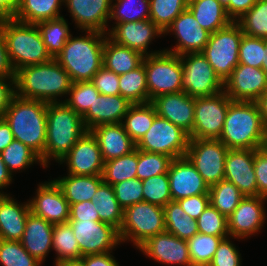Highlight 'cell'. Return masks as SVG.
Listing matches in <instances>:
<instances>
[{
  "mask_svg": "<svg viewBox=\"0 0 267 266\" xmlns=\"http://www.w3.org/2000/svg\"><path fill=\"white\" fill-rule=\"evenodd\" d=\"M256 2L257 0H230V4L226 8V12L232 21L236 22L248 10H250Z\"/></svg>",
  "mask_w": 267,
  "mask_h": 266,
  "instance_id": "obj_60",
  "label": "cell"
},
{
  "mask_svg": "<svg viewBox=\"0 0 267 266\" xmlns=\"http://www.w3.org/2000/svg\"><path fill=\"white\" fill-rule=\"evenodd\" d=\"M53 179L61 189L69 205L92 201L97 188L103 183L102 175H71Z\"/></svg>",
  "mask_w": 267,
  "mask_h": 266,
  "instance_id": "obj_30",
  "label": "cell"
},
{
  "mask_svg": "<svg viewBox=\"0 0 267 266\" xmlns=\"http://www.w3.org/2000/svg\"><path fill=\"white\" fill-rule=\"evenodd\" d=\"M266 130L255 102L232 101L219 140L228 149L256 150L264 146Z\"/></svg>",
  "mask_w": 267,
  "mask_h": 266,
  "instance_id": "obj_3",
  "label": "cell"
},
{
  "mask_svg": "<svg viewBox=\"0 0 267 266\" xmlns=\"http://www.w3.org/2000/svg\"><path fill=\"white\" fill-rule=\"evenodd\" d=\"M14 140L10 125L4 118L0 119V153Z\"/></svg>",
  "mask_w": 267,
  "mask_h": 266,
  "instance_id": "obj_64",
  "label": "cell"
},
{
  "mask_svg": "<svg viewBox=\"0 0 267 266\" xmlns=\"http://www.w3.org/2000/svg\"><path fill=\"white\" fill-rule=\"evenodd\" d=\"M189 140V134L182 128L157 115L149 130L136 143V148L145 152L165 154L174 159L186 155Z\"/></svg>",
  "mask_w": 267,
  "mask_h": 266,
  "instance_id": "obj_10",
  "label": "cell"
},
{
  "mask_svg": "<svg viewBox=\"0 0 267 266\" xmlns=\"http://www.w3.org/2000/svg\"><path fill=\"white\" fill-rule=\"evenodd\" d=\"M254 171L258 196L267 198V148L264 146L254 150Z\"/></svg>",
  "mask_w": 267,
  "mask_h": 266,
  "instance_id": "obj_56",
  "label": "cell"
},
{
  "mask_svg": "<svg viewBox=\"0 0 267 266\" xmlns=\"http://www.w3.org/2000/svg\"><path fill=\"white\" fill-rule=\"evenodd\" d=\"M113 1H116L115 3ZM150 18L149 0H112L109 19L117 23L148 20Z\"/></svg>",
  "mask_w": 267,
  "mask_h": 266,
  "instance_id": "obj_43",
  "label": "cell"
},
{
  "mask_svg": "<svg viewBox=\"0 0 267 266\" xmlns=\"http://www.w3.org/2000/svg\"><path fill=\"white\" fill-rule=\"evenodd\" d=\"M15 95V77H0V119L4 117Z\"/></svg>",
  "mask_w": 267,
  "mask_h": 266,
  "instance_id": "obj_59",
  "label": "cell"
},
{
  "mask_svg": "<svg viewBox=\"0 0 267 266\" xmlns=\"http://www.w3.org/2000/svg\"><path fill=\"white\" fill-rule=\"evenodd\" d=\"M57 266H85L81 260L64 261Z\"/></svg>",
  "mask_w": 267,
  "mask_h": 266,
  "instance_id": "obj_67",
  "label": "cell"
},
{
  "mask_svg": "<svg viewBox=\"0 0 267 266\" xmlns=\"http://www.w3.org/2000/svg\"><path fill=\"white\" fill-rule=\"evenodd\" d=\"M46 111V102L15 95L3 117L10 125L14 139L30 147L40 157L46 145Z\"/></svg>",
  "mask_w": 267,
  "mask_h": 266,
  "instance_id": "obj_4",
  "label": "cell"
},
{
  "mask_svg": "<svg viewBox=\"0 0 267 266\" xmlns=\"http://www.w3.org/2000/svg\"><path fill=\"white\" fill-rule=\"evenodd\" d=\"M63 3L64 0H20L13 19L28 24L57 19L62 17L59 12Z\"/></svg>",
  "mask_w": 267,
  "mask_h": 266,
  "instance_id": "obj_33",
  "label": "cell"
},
{
  "mask_svg": "<svg viewBox=\"0 0 267 266\" xmlns=\"http://www.w3.org/2000/svg\"><path fill=\"white\" fill-rule=\"evenodd\" d=\"M53 227V224L32 212L27 217L25 231L20 243L31 256L41 263H44L46 256L53 249Z\"/></svg>",
  "mask_w": 267,
  "mask_h": 266,
  "instance_id": "obj_28",
  "label": "cell"
},
{
  "mask_svg": "<svg viewBox=\"0 0 267 266\" xmlns=\"http://www.w3.org/2000/svg\"><path fill=\"white\" fill-rule=\"evenodd\" d=\"M14 174H11L7 167L6 164L4 163L2 156L0 154V190L3 191L4 187H8L12 183L13 176ZM0 191V192H1Z\"/></svg>",
  "mask_w": 267,
  "mask_h": 266,
  "instance_id": "obj_65",
  "label": "cell"
},
{
  "mask_svg": "<svg viewBox=\"0 0 267 266\" xmlns=\"http://www.w3.org/2000/svg\"><path fill=\"white\" fill-rule=\"evenodd\" d=\"M173 158L161 154L138 150V164L136 175L141 181L168 173Z\"/></svg>",
  "mask_w": 267,
  "mask_h": 266,
  "instance_id": "obj_48",
  "label": "cell"
},
{
  "mask_svg": "<svg viewBox=\"0 0 267 266\" xmlns=\"http://www.w3.org/2000/svg\"><path fill=\"white\" fill-rule=\"evenodd\" d=\"M198 232L217 237H229L228 220L211 204L196 220Z\"/></svg>",
  "mask_w": 267,
  "mask_h": 266,
  "instance_id": "obj_51",
  "label": "cell"
},
{
  "mask_svg": "<svg viewBox=\"0 0 267 266\" xmlns=\"http://www.w3.org/2000/svg\"><path fill=\"white\" fill-rule=\"evenodd\" d=\"M100 221L95 204L92 201H83L70 205L68 221Z\"/></svg>",
  "mask_w": 267,
  "mask_h": 266,
  "instance_id": "obj_58",
  "label": "cell"
},
{
  "mask_svg": "<svg viewBox=\"0 0 267 266\" xmlns=\"http://www.w3.org/2000/svg\"><path fill=\"white\" fill-rule=\"evenodd\" d=\"M236 22L241 26L243 34L267 39V0H257Z\"/></svg>",
  "mask_w": 267,
  "mask_h": 266,
  "instance_id": "obj_45",
  "label": "cell"
},
{
  "mask_svg": "<svg viewBox=\"0 0 267 266\" xmlns=\"http://www.w3.org/2000/svg\"><path fill=\"white\" fill-rule=\"evenodd\" d=\"M138 149L131 153L104 162L103 182L113 186L127 179L136 178Z\"/></svg>",
  "mask_w": 267,
  "mask_h": 266,
  "instance_id": "obj_40",
  "label": "cell"
},
{
  "mask_svg": "<svg viewBox=\"0 0 267 266\" xmlns=\"http://www.w3.org/2000/svg\"><path fill=\"white\" fill-rule=\"evenodd\" d=\"M36 193L28 200L33 214L53 225L68 222L70 205L54 180L39 184Z\"/></svg>",
  "mask_w": 267,
  "mask_h": 266,
  "instance_id": "obj_21",
  "label": "cell"
},
{
  "mask_svg": "<svg viewBox=\"0 0 267 266\" xmlns=\"http://www.w3.org/2000/svg\"><path fill=\"white\" fill-rule=\"evenodd\" d=\"M72 84L71 77L55 58L20 68L15 74L17 96L46 103L64 102L58 98L68 96Z\"/></svg>",
  "mask_w": 267,
  "mask_h": 266,
  "instance_id": "obj_1",
  "label": "cell"
},
{
  "mask_svg": "<svg viewBox=\"0 0 267 266\" xmlns=\"http://www.w3.org/2000/svg\"><path fill=\"white\" fill-rule=\"evenodd\" d=\"M261 196H245L227 218L228 232L232 239H244L260 232L266 220L264 201Z\"/></svg>",
  "mask_w": 267,
  "mask_h": 266,
  "instance_id": "obj_15",
  "label": "cell"
},
{
  "mask_svg": "<svg viewBox=\"0 0 267 266\" xmlns=\"http://www.w3.org/2000/svg\"><path fill=\"white\" fill-rule=\"evenodd\" d=\"M224 179L236 185L243 195L258 196L254 150L229 149L225 157Z\"/></svg>",
  "mask_w": 267,
  "mask_h": 266,
  "instance_id": "obj_23",
  "label": "cell"
},
{
  "mask_svg": "<svg viewBox=\"0 0 267 266\" xmlns=\"http://www.w3.org/2000/svg\"><path fill=\"white\" fill-rule=\"evenodd\" d=\"M120 95L132 104L149 102L145 66L119 75Z\"/></svg>",
  "mask_w": 267,
  "mask_h": 266,
  "instance_id": "obj_39",
  "label": "cell"
},
{
  "mask_svg": "<svg viewBox=\"0 0 267 266\" xmlns=\"http://www.w3.org/2000/svg\"><path fill=\"white\" fill-rule=\"evenodd\" d=\"M171 32L175 35L177 44L172 49L164 50L179 56L202 52L211 34L200 27V24L188 9L181 12L173 20L172 24L165 30L164 35Z\"/></svg>",
  "mask_w": 267,
  "mask_h": 266,
  "instance_id": "obj_19",
  "label": "cell"
},
{
  "mask_svg": "<svg viewBox=\"0 0 267 266\" xmlns=\"http://www.w3.org/2000/svg\"><path fill=\"white\" fill-rule=\"evenodd\" d=\"M157 116L151 102L132 104L121 123L130 138L137 143L149 130Z\"/></svg>",
  "mask_w": 267,
  "mask_h": 266,
  "instance_id": "obj_35",
  "label": "cell"
},
{
  "mask_svg": "<svg viewBox=\"0 0 267 266\" xmlns=\"http://www.w3.org/2000/svg\"><path fill=\"white\" fill-rule=\"evenodd\" d=\"M15 70L7 52L6 42L0 28V77H15Z\"/></svg>",
  "mask_w": 267,
  "mask_h": 266,
  "instance_id": "obj_61",
  "label": "cell"
},
{
  "mask_svg": "<svg viewBox=\"0 0 267 266\" xmlns=\"http://www.w3.org/2000/svg\"><path fill=\"white\" fill-rule=\"evenodd\" d=\"M143 198L145 202H149L160 207H165L172 201L168 173L155 175L142 181Z\"/></svg>",
  "mask_w": 267,
  "mask_h": 266,
  "instance_id": "obj_49",
  "label": "cell"
},
{
  "mask_svg": "<svg viewBox=\"0 0 267 266\" xmlns=\"http://www.w3.org/2000/svg\"><path fill=\"white\" fill-rule=\"evenodd\" d=\"M263 56L264 39L243 34L239 44V64L262 68Z\"/></svg>",
  "mask_w": 267,
  "mask_h": 266,
  "instance_id": "obj_52",
  "label": "cell"
},
{
  "mask_svg": "<svg viewBox=\"0 0 267 266\" xmlns=\"http://www.w3.org/2000/svg\"><path fill=\"white\" fill-rule=\"evenodd\" d=\"M266 90L265 71L245 64H238L224 82V92L232 101L254 102Z\"/></svg>",
  "mask_w": 267,
  "mask_h": 266,
  "instance_id": "obj_16",
  "label": "cell"
},
{
  "mask_svg": "<svg viewBox=\"0 0 267 266\" xmlns=\"http://www.w3.org/2000/svg\"><path fill=\"white\" fill-rule=\"evenodd\" d=\"M166 231L188 241L198 233L197 222L188 216L177 201H170L164 207Z\"/></svg>",
  "mask_w": 267,
  "mask_h": 266,
  "instance_id": "obj_36",
  "label": "cell"
},
{
  "mask_svg": "<svg viewBox=\"0 0 267 266\" xmlns=\"http://www.w3.org/2000/svg\"><path fill=\"white\" fill-rule=\"evenodd\" d=\"M138 249L158 263L192 266L187 241L167 231L149 237Z\"/></svg>",
  "mask_w": 267,
  "mask_h": 266,
  "instance_id": "obj_20",
  "label": "cell"
},
{
  "mask_svg": "<svg viewBox=\"0 0 267 266\" xmlns=\"http://www.w3.org/2000/svg\"><path fill=\"white\" fill-rule=\"evenodd\" d=\"M110 253L112 252L86 255L80 258V260L85 266H119L115 257Z\"/></svg>",
  "mask_w": 267,
  "mask_h": 266,
  "instance_id": "obj_62",
  "label": "cell"
},
{
  "mask_svg": "<svg viewBox=\"0 0 267 266\" xmlns=\"http://www.w3.org/2000/svg\"><path fill=\"white\" fill-rule=\"evenodd\" d=\"M262 69L267 74V39H264V56L262 59Z\"/></svg>",
  "mask_w": 267,
  "mask_h": 266,
  "instance_id": "obj_68",
  "label": "cell"
},
{
  "mask_svg": "<svg viewBox=\"0 0 267 266\" xmlns=\"http://www.w3.org/2000/svg\"><path fill=\"white\" fill-rule=\"evenodd\" d=\"M264 147L267 148V130H266V137H265V144Z\"/></svg>",
  "mask_w": 267,
  "mask_h": 266,
  "instance_id": "obj_70",
  "label": "cell"
},
{
  "mask_svg": "<svg viewBox=\"0 0 267 266\" xmlns=\"http://www.w3.org/2000/svg\"><path fill=\"white\" fill-rule=\"evenodd\" d=\"M210 204L228 218L245 197L236 185L225 179L209 188Z\"/></svg>",
  "mask_w": 267,
  "mask_h": 266,
  "instance_id": "obj_41",
  "label": "cell"
},
{
  "mask_svg": "<svg viewBox=\"0 0 267 266\" xmlns=\"http://www.w3.org/2000/svg\"><path fill=\"white\" fill-rule=\"evenodd\" d=\"M30 212L29 202L18 204V201L5 194L0 200V239L20 241Z\"/></svg>",
  "mask_w": 267,
  "mask_h": 266,
  "instance_id": "obj_29",
  "label": "cell"
},
{
  "mask_svg": "<svg viewBox=\"0 0 267 266\" xmlns=\"http://www.w3.org/2000/svg\"><path fill=\"white\" fill-rule=\"evenodd\" d=\"M162 34L164 32L150 19L117 23L115 27L108 28L107 33L108 37L116 44L136 50L143 56L164 51L163 49L147 52L149 44L154 38H158Z\"/></svg>",
  "mask_w": 267,
  "mask_h": 266,
  "instance_id": "obj_17",
  "label": "cell"
},
{
  "mask_svg": "<svg viewBox=\"0 0 267 266\" xmlns=\"http://www.w3.org/2000/svg\"><path fill=\"white\" fill-rule=\"evenodd\" d=\"M187 9L193 14L200 27L210 33L223 29L233 22L226 8L218 0H193L188 3Z\"/></svg>",
  "mask_w": 267,
  "mask_h": 266,
  "instance_id": "obj_31",
  "label": "cell"
},
{
  "mask_svg": "<svg viewBox=\"0 0 267 266\" xmlns=\"http://www.w3.org/2000/svg\"><path fill=\"white\" fill-rule=\"evenodd\" d=\"M228 150L219 139L190 138L185 156L210 187L224 179Z\"/></svg>",
  "mask_w": 267,
  "mask_h": 266,
  "instance_id": "obj_12",
  "label": "cell"
},
{
  "mask_svg": "<svg viewBox=\"0 0 267 266\" xmlns=\"http://www.w3.org/2000/svg\"><path fill=\"white\" fill-rule=\"evenodd\" d=\"M91 82L103 95H119V75L102 66Z\"/></svg>",
  "mask_w": 267,
  "mask_h": 266,
  "instance_id": "obj_55",
  "label": "cell"
},
{
  "mask_svg": "<svg viewBox=\"0 0 267 266\" xmlns=\"http://www.w3.org/2000/svg\"><path fill=\"white\" fill-rule=\"evenodd\" d=\"M5 194H6L5 192H0V200Z\"/></svg>",
  "mask_w": 267,
  "mask_h": 266,
  "instance_id": "obj_71",
  "label": "cell"
},
{
  "mask_svg": "<svg viewBox=\"0 0 267 266\" xmlns=\"http://www.w3.org/2000/svg\"><path fill=\"white\" fill-rule=\"evenodd\" d=\"M112 0H64L77 28L108 33Z\"/></svg>",
  "mask_w": 267,
  "mask_h": 266,
  "instance_id": "obj_24",
  "label": "cell"
},
{
  "mask_svg": "<svg viewBox=\"0 0 267 266\" xmlns=\"http://www.w3.org/2000/svg\"><path fill=\"white\" fill-rule=\"evenodd\" d=\"M177 202L188 216L197 220L210 205V196L209 194L193 195L177 200Z\"/></svg>",
  "mask_w": 267,
  "mask_h": 266,
  "instance_id": "obj_57",
  "label": "cell"
},
{
  "mask_svg": "<svg viewBox=\"0 0 267 266\" xmlns=\"http://www.w3.org/2000/svg\"><path fill=\"white\" fill-rule=\"evenodd\" d=\"M52 247L56 251L55 266L70 260H80L81 252L69 222L54 224Z\"/></svg>",
  "mask_w": 267,
  "mask_h": 266,
  "instance_id": "obj_37",
  "label": "cell"
},
{
  "mask_svg": "<svg viewBox=\"0 0 267 266\" xmlns=\"http://www.w3.org/2000/svg\"><path fill=\"white\" fill-rule=\"evenodd\" d=\"M150 20L163 32L173 20L188 7L187 0H149Z\"/></svg>",
  "mask_w": 267,
  "mask_h": 266,
  "instance_id": "obj_46",
  "label": "cell"
},
{
  "mask_svg": "<svg viewBox=\"0 0 267 266\" xmlns=\"http://www.w3.org/2000/svg\"><path fill=\"white\" fill-rule=\"evenodd\" d=\"M20 0H0V21L14 18Z\"/></svg>",
  "mask_w": 267,
  "mask_h": 266,
  "instance_id": "obj_63",
  "label": "cell"
},
{
  "mask_svg": "<svg viewBox=\"0 0 267 266\" xmlns=\"http://www.w3.org/2000/svg\"><path fill=\"white\" fill-rule=\"evenodd\" d=\"M47 130L42 166L48 167L49 160L58 163L87 131L82 117L65 102L47 103Z\"/></svg>",
  "mask_w": 267,
  "mask_h": 266,
  "instance_id": "obj_2",
  "label": "cell"
},
{
  "mask_svg": "<svg viewBox=\"0 0 267 266\" xmlns=\"http://www.w3.org/2000/svg\"><path fill=\"white\" fill-rule=\"evenodd\" d=\"M151 103L159 117L169 120L189 135L192 133L195 97H191L182 91L158 96Z\"/></svg>",
  "mask_w": 267,
  "mask_h": 266,
  "instance_id": "obj_25",
  "label": "cell"
},
{
  "mask_svg": "<svg viewBox=\"0 0 267 266\" xmlns=\"http://www.w3.org/2000/svg\"><path fill=\"white\" fill-rule=\"evenodd\" d=\"M0 154L11 174L17 170H25L30 165H33L34 162H39L40 165H42L40 156L30 147L24 145L16 139H14L13 142L10 143Z\"/></svg>",
  "mask_w": 267,
  "mask_h": 266,
  "instance_id": "obj_42",
  "label": "cell"
},
{
  "mask_svg": "<svg viewBox=\"0 0 267 266\" xmlns=\"http://www.w3.org/2000/svg\"><path fill=\"white\" fill-rule=\"evenodd\" d=\"M67 164L71 175H102L104 160L96 138L90 131H86L69 153L60 161Z\"/></svg>",
  "mask_w": 267,
  "mask_h": 266,
  "instance_id": "obj_18",
  "label": "cell"
},
{
  "mask_svg": "<svg viewBox=\"0 0 267 266\" xmlns=\"http://www.w3.org/2000/svg\"><path fill=\"white\" fill-rule=\"evenodd\" d=\"M132 103L119 95L100 94L82 116L87 131L103 124L121 123Z\"/></svg>",
  "mask_w": 267,
  "mask_h": 266,
  "instance_id": "obj_26",
  "label": "cell"
},
{
  "mask_svg": "<svg viewBox=\"0 0 267 266\" xmlns=\"http://www.w3.org/2000/svg\"><path fill=\"white\" fill-rule=\"evenodd\" d=\"M242 35L241 26L233 21L227 27L211 33L201 52L223 83L239 64V44Z\"/></svg>",
  "mask_w": 267,
  "mask_h": 266,
  "instance_id": "obj_8",
  "label": "cell"
},
{
  "mask_svg": "<svg viewBox=\"0 0 267 266\" xmlns=\"http://www.w3.org/2000/svg\"><path fill=\"white\" fill-rule=\"evenodd\" d=\"M0 28L15 72L52 59L36 24L23 23L12 18L1 20Z\"/></svg>",
  "mask_w": 267,
  "mask_h": 266,
  "instance_id": "obj_6",
  "label": "cell"
},
{
  "mask_svg": "<svg viewBox=\"0 0 267 266\" xmlns=\"http://www.w3.org/2000/svg\"><path fill=\"white\" fill-rule=\"evenodd\" d=\"M223 238L226 237L205 235L199 232L190 238L187 244L192 266H208Z\"/></svg>",
  "mask_w": 267,
  "mask_h": 266,
  "instance_id": "obj_44",
  "label": "cell"
},
{
  "mask_svg": "<svg viewBox=\"0 0 267 266\" xmlns=\"http://www.w3.org/2000/svg\"><path fill=\"white\" fill-rule=\"evenodd\" d=\"M80 247L81 258L86 255L112 252L120 245L118 230L101 221H68Z\"/></svg>",
  "mask_w": 267,
  "mask_h": 266,
  "instance_id": "obj_14",
  "label": "cell"
},
{
  "mask_svg": "<svg viewBox=\"0 0 267 266\" xmlns=\"http://www.w3.org/2000/svg\"><path fill=\"white\" fill-rule=\"evenodd\" d=\"M220 4L224 7L227 8L230 4V0H218Z\"/></svg>",
  "mask_w": 267,
  "mask_h": 266,
  "instance_id": "obj_69",
  "label": "cell"
},
{
  "mask_svg": "<svg viewBox=\"0 0 267 266\" xmlns=\"http://www.w3.org/2000/svg\"><path fill=\"white\" fill-rule=\"evenodd\" d=\"M100 94L91 81L74 82L64 102L82 117Z\"/></svg>",
  "mask_w": 267,
  "mask_h": 266,
  "instance_id": "obj_47",
  "label": "cell"
},
{
  "mask_svg": "<svg viewBox=\"0 0 267 266\" xmlns=\"http://www.w3.org/2000/svg\"><path fill=\"white\" fill-rule=\"evenodd\" d=\"M182 91L191 97L213 96L224 91V83L201 52L180 55Z\"/></svg>",
  "mask_w": 267,
  "mask_h": 266,
  "instance_id": "obj_11",
  "label": "cell"
},
{
  "mask_svg": "<svg viewBox=\"0 0 267 266\" xmlns=\"http://www.w3.org/2000/svg\"><path fill=\"white\" fill-rule=\"evenodd\" d=\"M231 237L221 240L214 254L211 263L208 266H241V254L235 244L231 243Z\"/></svg>",
  "mask_w": 267,
  "mask_h": 266,
  "instance_id": "obj_54",
  "label": "cell"
},
{
  "mask_svg": "<svg viewBox=\"0 0 267 266\" xmlns=\"http://www.w3.org/2000/svg\"><path fill=\"white\" fill-rule=\"evenodd\" d=\"M168 178L172 201L209 194L210 187L186 156L172 160Z\"/></svg>",
  "mask_w": 267,
  "mask_h": 266,
  "instance_id": "obj_22",
  "label": "cell"
},
{
  "mask_svg": "<svg viewBox=\"0 0 267 266\" xmlns=\"http://www.w3.org/2000/svg\"><path fill=\"white\" fill-rule=\"evenodd\" d=\"M149 102L154 98L182 92L180 56L168 51L144 56Z\"/></svg>",
  "mask_w": 267,
  "mask_h": 266,
  "instance_id": "obj_9",
  "label": "cell"
},
{
  "mask_svg": "<svg viewBox=\"0 0 267 266\" xmlns=\"http://www.w3.org/2000/svg\"><path fill=\"white\" fill-rule=\"evenodd\" d=\"M164 231H166L164 208L142 201L124 209L118 233L121 243L131 240L138 248L149 237Z\"/></svg>",
  "mask_w": 267,
  "mask_h": 266,
  "instance_id": "obj_7",
  "label": "cell"
},
{
  "mask_svg": "<svg viewBox=\"0 0 267 266\" xmlns=\"http://www.w3.org/2000/svg\"><path fill=\"white\" fill-rule=\"evenodd\" d=\"M231 102L224 91L213 96L195 97L194 125L189 137L219 139Z\"/></svg>",
  "mask_w": 267,
  "mask_h": 266,
  "instance_id": "obj_13",
  "label": "cell"
},
{
  "mask_svg": "<svg viewBox=\"0 0 267 266\" xmlns=\"http://www.w3.org/2000/svg\"><path fill=\"white\" fill-rule=\"evenodd\" d=\"M113 189L115 197L123 210L133 204L144 201L143 184L137 177L114 184Z\"/></svg>",
  "mask_w": 267,
  "mask_h": 266,
  "instance_id": "obj_53",
  "label": "cell"
},
{
  "mask_svg": "<svg viewBox=\"0 0 267 266\" xmlns=\"http://www.w3.org/2000/svg\"><path fill=\"white\" fill-rule=\"evenodd\" d=\"M92 202L95 204L100 221L112 225L119 231L124 210L115 197L113 186L103 182L92 197Z\"/></svg>",
  "mask_w": 267,
  "mask_h": 266,
  "instance_id": "obj_34",
  "label": "cell"
},
{
  "mask_svg": "<svg viewBox=\"0 0 267 266\" xmlns=\"http://www.w3.org/2000/svg\"><path fill=\"white\" fill-rule=\"evenodd\" d=\"M96 138L104 162L131 153L136 143L125 131L122 123L103 124L89 130Z\"/></svg>",
  "mask_w": 267,
  "mask_h": 266,
  "instance_id": "obj_27",
  "label": "cell"
},
{
  "mask_svg": "<svg viewBox=\"0 0 267 266\" xmlns=\"http://www.w3.org/2000/svg\"><path fill=\"white\" fill-rule=\"evenodd\" d=\"M144 56L133 49L116 44L108 36L104 41L103 66L120 75L132 71L143 62Z\"/></svg>",
  "mask_w": 267,
  "mask_h": 266,
  "instance_id": "obj_32",
  "label": "cell"
},
{
  "mask_svg": "<svg viewBox=\"0 0 267 266\" xmlns=\"http://www.w3.org/2000/svg\"><path fill=\"white\" fill-rule=\"evenodd\" d=\"M258 107L262 122L267 129V90L254 101Z\"/></svg>",
  "mask_w": 267,
  "mask_h": 266,
  "instance_id": "obj_66",
  "label": "cell"
},
{
  "mask_svg": "<svg viewBox=\"0 0 267 266\" xmlns=\"http://www.w3.org/2000/svg\"><path fill=\"white\" fill-rule=\"evenodd\" d=\"M0 264L3 266H41L35 257L31 256L20 241L0 239Z\"/></svg>",
  "mask_w": 267,
  "mask_h": 266,
  "instance_id": "obj_50",
  "label": "cell"
},
{
  "mask_svg": "<svg viewBox=\"0 0 267 266\" xmlns=\"http://www.w3.org/2000/svg\"><path fill=\"white\" fill-rule=\"evenodd\" d=\"M37 27L41 33L47 52L52 58H55L65 46L70 34L68 22L62 16L57 19H51L38 22Z\"/></svg>",
  "mask_w": 267,
  "mask_h": 266,
  "instance_id": "obj_38",
  "label": "cell"
},
{
  "mask_svg": "<svg viewBox=\"0 0 267 266\" xmlns=\"http://www.w3.org/2000/svg\"><path fill=\"white\" fill-rule=\"evenodd\" d=\"M107 36L98 31H85L84 36L71 35L67 40L55 59L69 74L73 83L91 81L103 66L104 41Z\"/></svg>",
  "mask_w": 267,
  "mask_h": 266,
  "instance_id": "obj_5",
  "label": "cell"
}]
</instances>
